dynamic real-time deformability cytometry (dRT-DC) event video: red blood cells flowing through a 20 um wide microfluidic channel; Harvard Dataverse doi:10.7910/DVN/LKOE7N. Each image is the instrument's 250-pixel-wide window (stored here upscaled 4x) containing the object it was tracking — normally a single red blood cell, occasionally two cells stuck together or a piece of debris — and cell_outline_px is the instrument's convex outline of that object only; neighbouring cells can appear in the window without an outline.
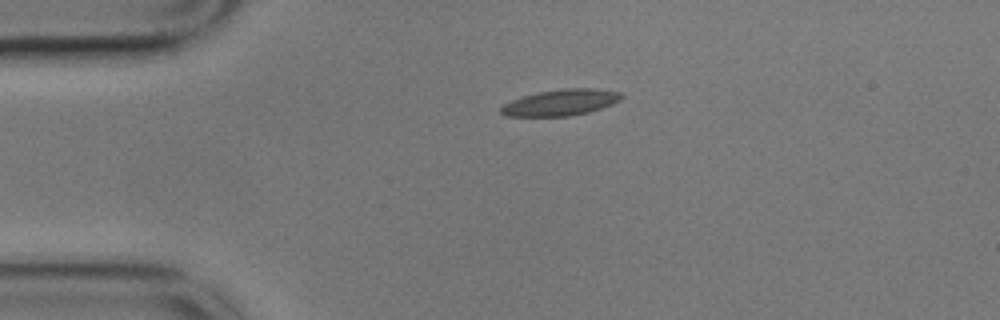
{"species": "common noctule bat (a hibernating species)", "species_latin": "Nyctalus noctula", "temperature_condition": "cold", "stored_images_in_passage": 42, "camera_frame_rate_fps": 3000, "um_per_image_px": 0.085, "animal": {"sex": "male", "body_mass_g": 17.9}, "frame": {"image": 1, "passage_image": 1, "time_ms": 0.0, "image_size_px": [1000, 320], "cell_outline_px": [[624, 96], [620, 100], [612, 104], [588, 112], [568, 116], [504, 116], [500, 112], [500, 108], [504, 104], [512, 100], [524, 96], [540, 92], [564, 88], [596, 88], [620, 92]], "centroid_in_image_um": [47.67, 8.71], "position_along_channel_um": 37.3, "area_um2": 18.26}}
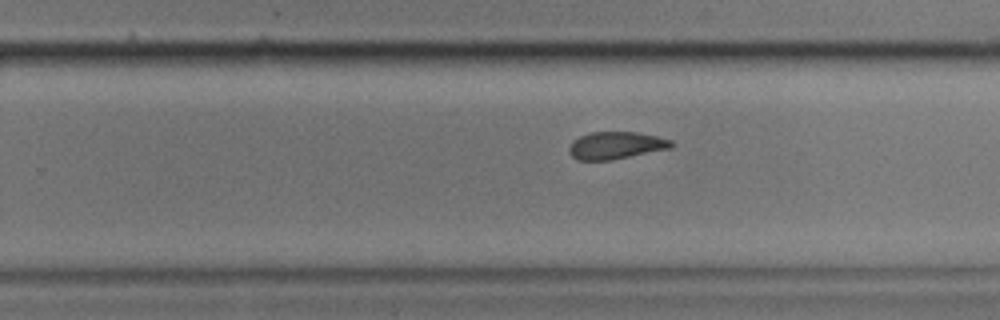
{"frame": {"image": 2, "passage_image": 24, "time_ms": 7.667, "image_size_px": [1000, 320], "cell_outline_px": [[676, 144], [672, 148], [612, 160], [576, 160], [568, 152], [568, 148], [572, 140], [580, 136], [592, 132], [636, 132], [656, 136], [672, 140]], "centroid_in_image_um": [52.36, 12.36], "position_along_channel_um": 277.4, "area_um2": 16.47}}
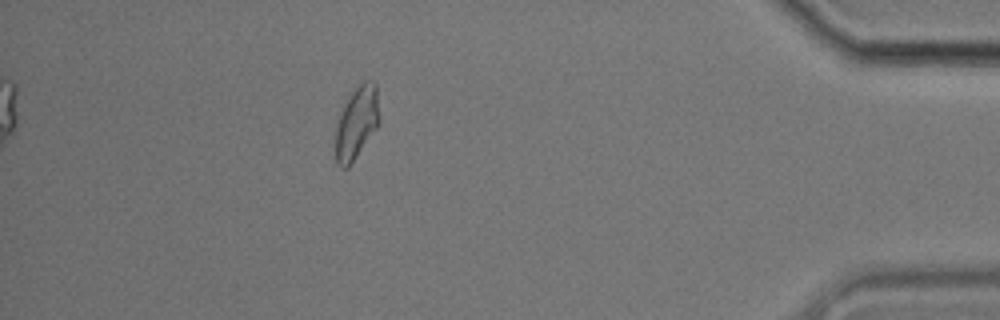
{"frame": {"image": 3, "passage_image": 39, "time_ms": 12.667, "image_size_px": [1000, 320], "cell_outline_px": [[380, 124], [348, 168], [340, 168], [336, 164], [336, 124], [344, 100], [348, 92], [364, 80], [372, 80], [376, 84], [380, 120]], "centroid_in_image_um": [30.31, 10.38], "position_along_channel_um": 404.9, "area_um2": 19.13}}